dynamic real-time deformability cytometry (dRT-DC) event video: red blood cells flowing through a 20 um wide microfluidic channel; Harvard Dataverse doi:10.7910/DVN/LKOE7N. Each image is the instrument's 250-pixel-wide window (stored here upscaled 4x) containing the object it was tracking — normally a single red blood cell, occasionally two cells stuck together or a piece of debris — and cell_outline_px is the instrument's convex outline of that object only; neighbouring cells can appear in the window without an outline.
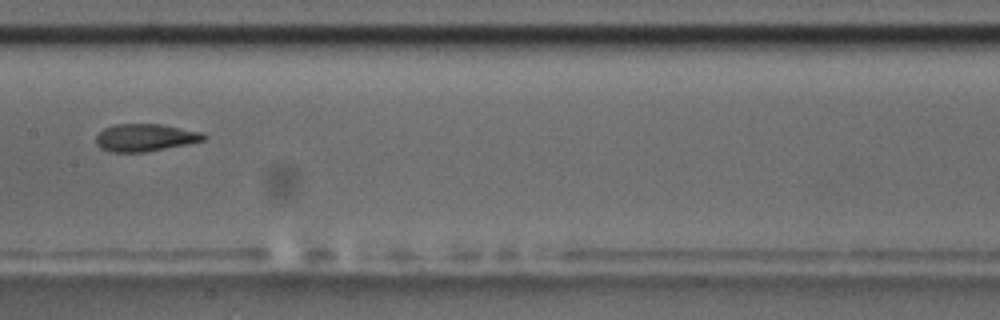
{"species": "common noctule bat (a hibernating species)", "species_latin": "Nyctalus noctula", "temperature_condition": "room temperature", "stored_images_in_passage": 7, "camera_frame_rate_fps": 3000, "um_per_image_px": 0.085, "animal": {"sex": "male", "body_mass_g": 17.5, "forearm_length_mm": 52.3}, "frame": {"image": 1, "passage_image": 7, "time_ms": 8.0, "image_size_px": [1000, 320], "cell_outline_px": [[208, 136], [204, 140], [188, 144], [144, 152], [112, 152], [100, 148], [96, 144], [96, 136], [104, 128], [116, 124], [164, 124], [204, 132]], "centroid_in_image_um": [12.38, 11.68], "position_along_channel_um": 195.0, "area_um2": 17.4}}